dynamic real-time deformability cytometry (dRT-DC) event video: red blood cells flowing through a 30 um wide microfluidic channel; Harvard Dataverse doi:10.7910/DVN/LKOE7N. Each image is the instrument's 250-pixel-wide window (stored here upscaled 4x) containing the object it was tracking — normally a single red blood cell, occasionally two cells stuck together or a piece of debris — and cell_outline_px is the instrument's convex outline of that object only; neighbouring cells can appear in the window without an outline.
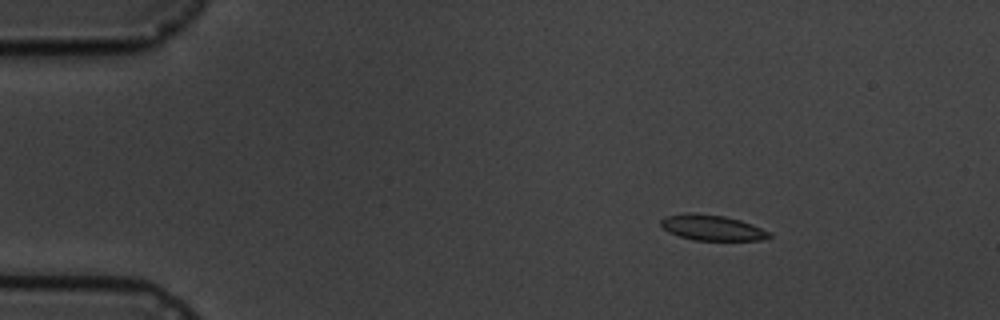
{"species": "common noctule bat (a hibernating species)", "species_latin": "Nyctalus noctula", "temperature_condition": "cold", "stored_images_in_passage": 9, "camera_frame_rate_fps": 3000, "um_per_image_px": 0.085, "animal": {"sex": "male", "body_mass_g": 19.5, "forearm_length_mm": 54.6}, "frame": {"image": 1, "passage_image": 2, "time_ms": 1.333, "image_size_px": [1000, 320], "cell_outline_px": [[772, 236], [760, 240], [692, 240], [668, 232], [660, 224], [660, 220], [664, 216], [684, 212], [696, 212], [724, 216], [740, 220], [752, 224], [772, 232]], "centroid_in_image_um": [60.51, 19.33], "position_along_channel_um": 24.5, "area_um2": 16.36}}
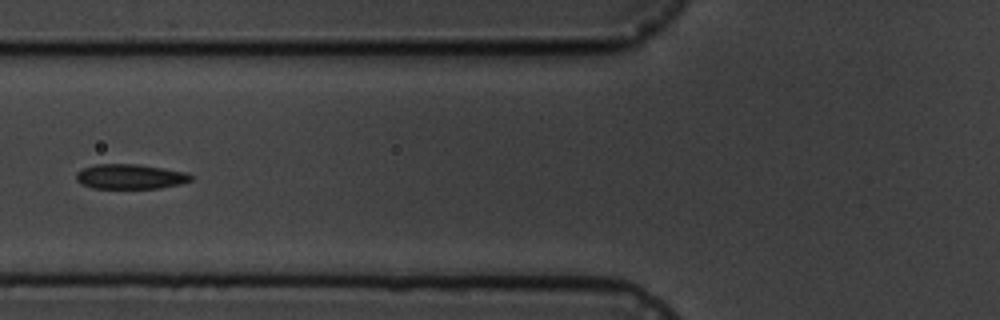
{"frame": {"image": 2, "passage_image": 6, "time_ms": 6.0, "image_size_px": [1000, 320], "cell_outline_px": [[192, 180], [180, 184], [160, 188], [92, 188], [80, 184], [76, 180], [76, 172], [84, 168], [96, 164], [136, 164], [184, 172], [192, 176]], "centroid_in_image_um": [11.02, 15.02], "position_along_channel_um": 114.8, "area_um2": 16.47}}
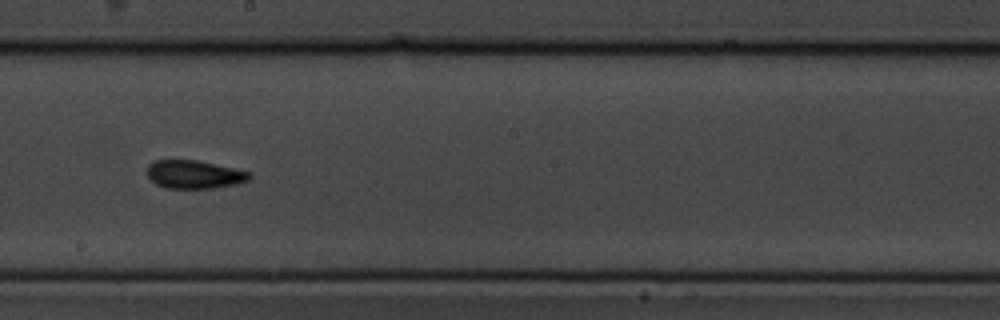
{"frame": {"image": 3, "passage_image": 9, "time_ms": 9.333, "image_size_px": [1000, 320], "cell_outline_px": [[252, 176], [248, 180], [236, 184], [212, 188], [164, 188], [156, 184], [144, 172], [148, 164], [152, 160], [196, 160], [252, 172]], "centroid_in_image_um": [16.47, 14.82], "position_along_channel_um": 231.7, "area_um2": 16.99}}